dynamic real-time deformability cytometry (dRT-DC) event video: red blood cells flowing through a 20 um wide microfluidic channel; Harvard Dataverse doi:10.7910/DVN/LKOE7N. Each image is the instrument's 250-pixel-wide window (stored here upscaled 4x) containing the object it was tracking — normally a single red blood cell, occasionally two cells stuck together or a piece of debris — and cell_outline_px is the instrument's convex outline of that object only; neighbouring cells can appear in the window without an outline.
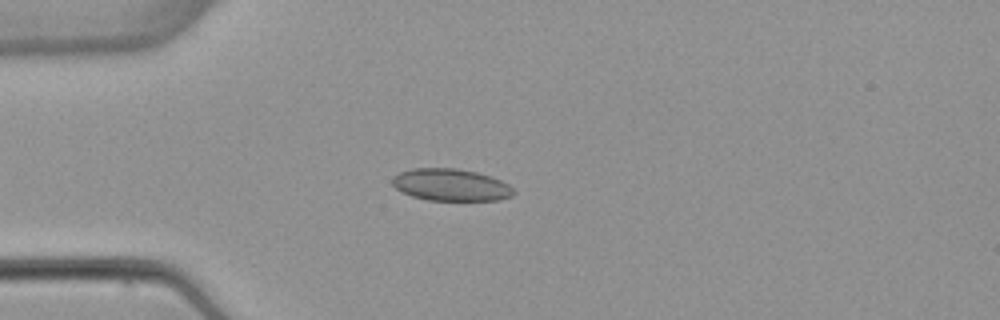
{"species": "common noctule bat (a hibernating species)", "species_latin": "Nyctalus noctula", "temperature_condition": "warm", "stored_images_in_passage": 5, "camera_frame_rate_fps": 3000, "um_per_image_px": 0.085, "animal": {"sex": "female", "body_mass_g": 22.7, "forearm_length_mm": 54.2}, "frame": {"image": 1, "passage_image": 4, "time_ms": 3.667, "image_size_px": [1000, 320], "cell_outline_px": [[516, 192], [512, 196], [500, 200], [428, 200], [412, 196], [396, 188], [392, 184], [392, 176], [400, 172], [412, 168], [456, 168], [476, 172], [500, 180], [508, 184]], "centroid_in_image_um": [38.32, 15.71], "position_along_channel_um": 46.7, "area_um2": 22.6}}